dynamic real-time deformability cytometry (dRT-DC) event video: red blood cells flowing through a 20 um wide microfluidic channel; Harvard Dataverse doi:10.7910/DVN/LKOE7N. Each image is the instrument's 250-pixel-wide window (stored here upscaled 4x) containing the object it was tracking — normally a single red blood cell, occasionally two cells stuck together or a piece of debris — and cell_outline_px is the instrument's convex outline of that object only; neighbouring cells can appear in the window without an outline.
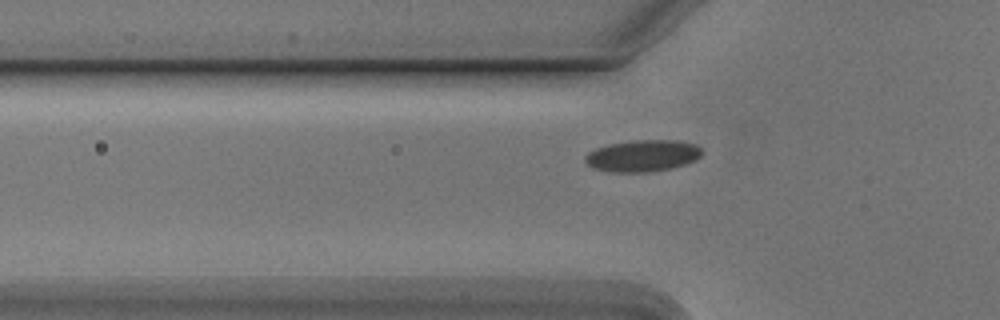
{"species": "Egyptian fruit bat (a non-hibernating species)", "species_latin": "Rousettus aegyptiacus", "temperature_condition": "cold", "stored_images_in_passage": 34, "camera_frame_rate_fps": 3000, "um_per_image_px": 0.085, "animal": {"sex": "male"}, "frame": {"image": 1, "passage_image": 3, "time_ms": 0.667, "image_size_px": [1000, 320], "cell_outline_px": [[700, 156], [696, 160], [672, 168], [648, 172], [612, 172], [592, 168], [584, 160], [584, 156], [588, 152], [596, 148], [608, 144], [632, 140], [676, 140], [696, 144], [700, 148]], "centroid_in_image_um": [54.59, 13.24], "position_along_channel_um": 71.2, "area_um2": 21.62}}
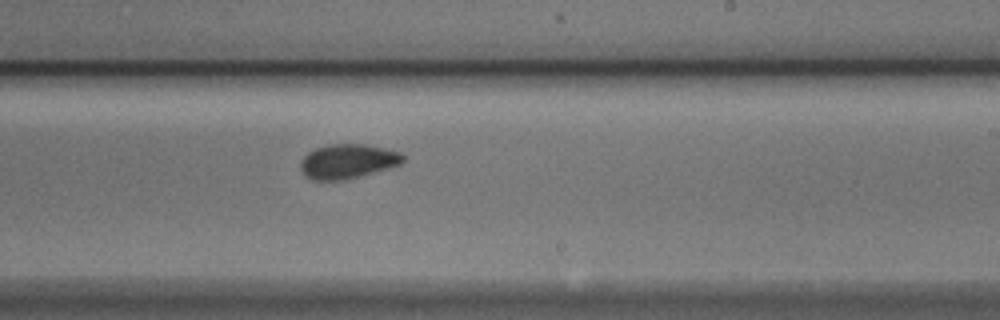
{"frame": {"image": 2, "passage_image": 18, "time_ms": 5.667, "image_size_px": [1000, 320], "cell_outline_px": [[404, 160], [400, 164], [388, 168], [344, 180], [312, 180], [304, 176], [300, 168], [300, 160], [308, 152], [316, 148], [328, 144], [364, 144], [384, 148], [400, 152], [404, 156]], "centroid_in_image_um": [29.51, 13.71], "position_along_channel_um": 259.5, "area_um2": 20.58}}
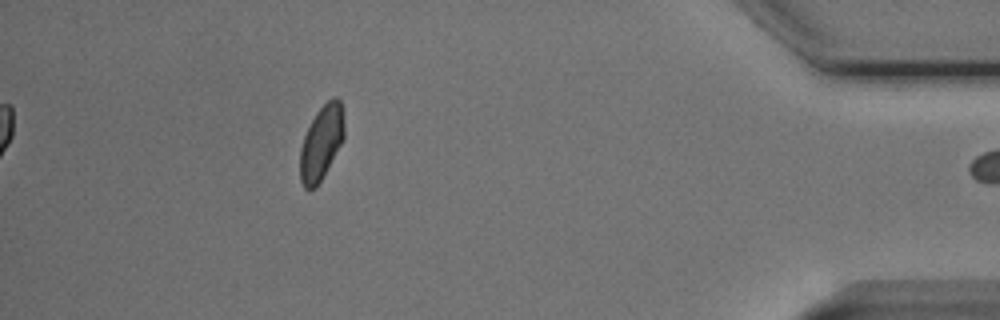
{"frame": {"image": 3, "passage_image": 34, "time_ms": 11.0, "image_size_px": [1000, 320], "cell_outline_px": [[344, 136], [340, 144], [316, 188], [304, 188], [300, 180], [300, 148], [304, 136], [316, 112], [332, 96], [336, 96], [340, 100], [344, 124]], "centroid_in_image_um": [27.3, 12.11], "position_along_channel_um": 407.9, "area_um2": 18.73}, "authors_computed_cell_mechanics": {"area_um2": 20.4901, "velocity_mm_per_s": 3.7647, "shape_relaxation_time_tau1_ms": 3.2865, "shape_relaxation_time_tau2_ms": 1.4422, "deformation_change_tau1": 0.0684, "deformation_change_tau2": 0.0441}}